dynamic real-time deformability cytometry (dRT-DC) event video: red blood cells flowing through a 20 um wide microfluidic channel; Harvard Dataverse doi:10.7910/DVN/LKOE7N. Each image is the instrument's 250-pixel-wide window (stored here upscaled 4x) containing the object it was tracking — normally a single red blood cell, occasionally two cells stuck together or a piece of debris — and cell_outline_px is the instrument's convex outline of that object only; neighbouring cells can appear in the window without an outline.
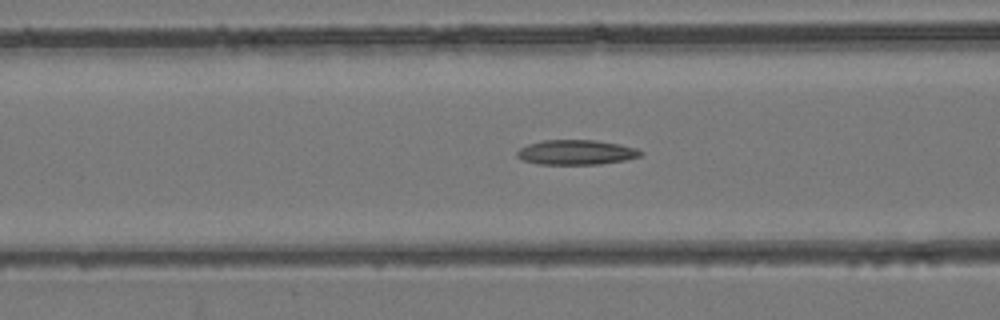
{"species": "common noctule bat (a hibernating species)", "species_latin": "Nyctalus noctula", "temperature_condition": "room temperature", "stored_images_in_passage": 44, "camera_frame_rate_fps": 3000, "um_per_image_px": 0.085, "animal": {"sex": "female", "body_mass_g": 24.6, "forearm_length_mm": 56.2}, "frame": {"image": 1, "passage_image": 18, "time_ms": 5.667, "image_size_px": [1000, 320], "cell_outline_px": [[644, 152], [640, 156], [624, 160], [600, 164], [536, 164], [524, 160], [516, 156], [516, 152], [520, 148], [528, 144], [544, 140], [596, 140], [620, 144], [636, 148]], "centroid_in_image_um": [48.97, 12.94], "position_along_channel_um": 117.6, "area_um2": 17.86}}
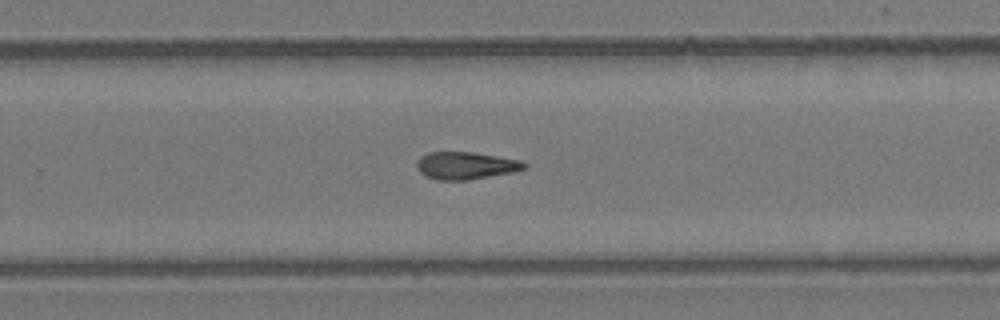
{"frame": {"image": 2, "passage_image": 29, "time_ms": 9.333, "image_size_px": [1000, 320], "cell_outline_px": [[528, 168], [512, 172], [468, 180], [436, 180], [424, 176], [416, 168], [416, 160], [420, 156], [428, 152], [472, 152], [520, 160], [528, 164]], "centroid_in_image_um": [39.55, 14.07], "position_along_channel_um": 290.2, "area_um2": 17.34}}
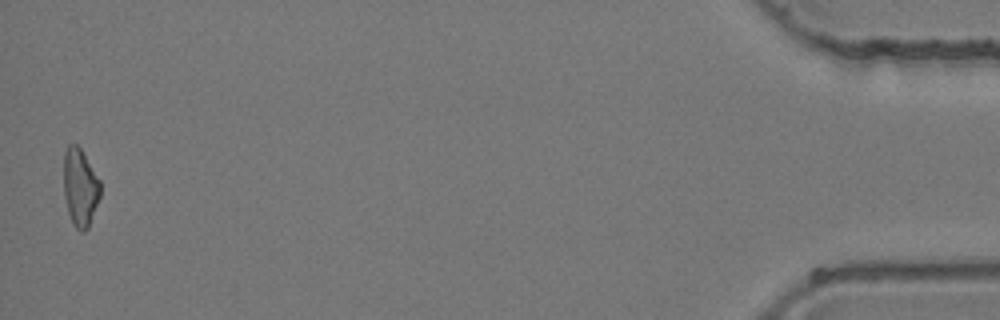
{"frame": {"image": 3, "passage_image": 44, "time_ms": 14.333, "image_size_px": [1000, 320], "cell_outline_px": [[100, 196], [88, 228], [84, 232], [80, 232], [72, 224], [68, 212], [64, 196], [64, 152], [68, 144], [76, 144], [80, 148], [100, 180]], "centroid_in_image_um": [6.8, 15.95], "position_along_channel_um": 428.4, "area_um2": 16.59}}